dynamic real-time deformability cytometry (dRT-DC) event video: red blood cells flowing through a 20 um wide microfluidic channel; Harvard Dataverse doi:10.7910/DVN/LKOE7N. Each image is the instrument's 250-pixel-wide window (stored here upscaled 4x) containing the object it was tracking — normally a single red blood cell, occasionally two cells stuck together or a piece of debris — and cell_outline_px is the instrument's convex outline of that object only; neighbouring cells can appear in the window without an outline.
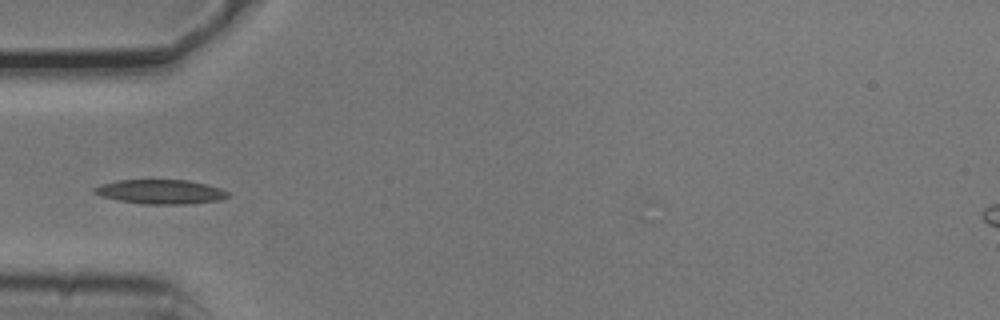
{"species": "common noctule bat (a hibernating species)", "species_latin": "Nyctalus noctula", "temperature_condition": "cold", "stored_images_in_passage": 4, "camera_frame_rate_fps": 3000, "um_per_image_px": 0.085, "animal": {"sex": "male", "body_mass_g": 20.5, "forearm_length_mm": 52.5}, "frame": {"image": 1, "passage_image": 4, "time_ms": 1.0, "image_size_px": [1000, 320], "cell_outline_px": [[228, 196], [220, 200], [184, 204], [144, 204], [116, 200], [100, 196], [92, 192], [92, 188], [100, 184], [116, 180], [188, 180], [220, 188], [228, 192]], "centroid_in_image_um": [13.57, 16.3], "position_along_channel_um": 71.4, "area_um2": 18.96}}